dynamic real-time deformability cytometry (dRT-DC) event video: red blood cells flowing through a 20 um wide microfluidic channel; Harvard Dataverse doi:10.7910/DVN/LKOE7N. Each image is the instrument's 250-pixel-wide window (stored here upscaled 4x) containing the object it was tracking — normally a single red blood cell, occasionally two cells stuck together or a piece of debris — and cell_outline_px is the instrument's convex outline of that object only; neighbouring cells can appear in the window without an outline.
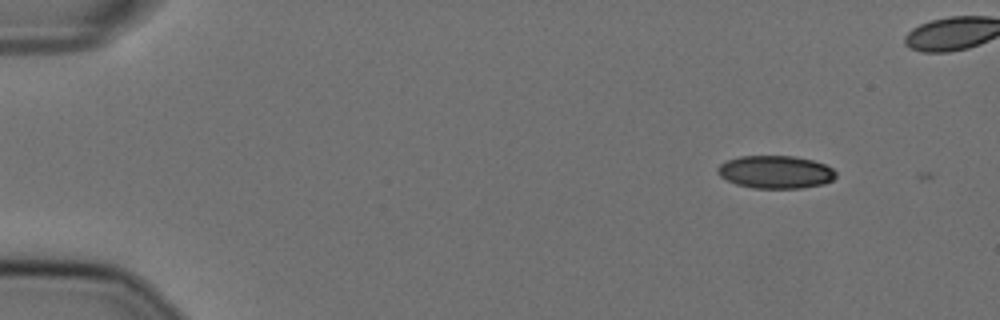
{"species": "Egyptian fruit bat (a non-hibernating species)", "species_latin": "Rousettus aegyptiacus", "temperature_condition": "cold", "stored_images_in_passage": 3, "camera_frame_rate_fps": 3000, "um_per_image_px": 0.085, "animal": {"sex": "female"}, "frame": {"image": 1, "passage_image": 2, "time_ms": 0.333, "image_size_px": [1000, 320], "cell_outline_px": [[836, 176], [832, 180], [824, 184], [800, 188], [752, 188], [736, 184], [720, 176], [716, 172], [716, 168], [720, 164], [728, 160], [740, 156], [792, 156], [812, 160], [824, 164], [832, 168], [836, 172]], "centroid_in_image_um": [65.91, 14.62], "position_along_channel_um": 19.1, "area_um2": 22.6}}